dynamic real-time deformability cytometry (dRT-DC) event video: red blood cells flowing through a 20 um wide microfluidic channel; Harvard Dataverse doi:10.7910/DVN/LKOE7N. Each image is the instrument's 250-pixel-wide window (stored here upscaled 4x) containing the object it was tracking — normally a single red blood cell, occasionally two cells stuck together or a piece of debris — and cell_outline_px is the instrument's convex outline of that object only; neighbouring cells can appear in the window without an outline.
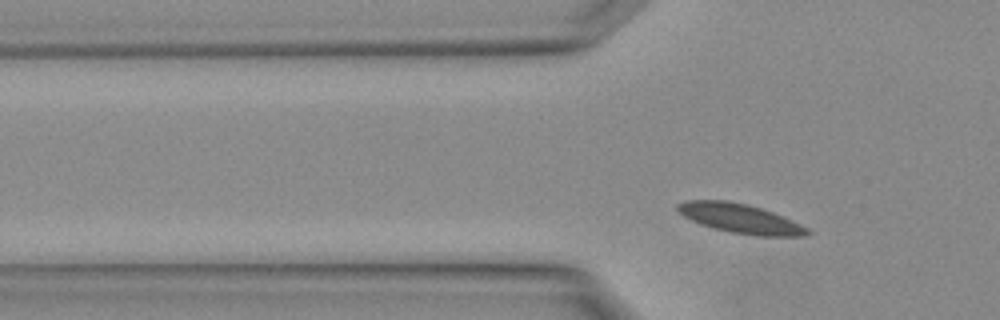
{"species": "Egyptian fruit bat (a non-hibernating species)", "species_latin": "Rousettus aegyptiacus", "temperature_condition": "warm", "stored_images_in_passage": 3, "segment_of_instrument_passage": [2, 2], "camera_frame_rate_fps": 3000, "um_per_image_px": 0.085, "animal": {"sex": "female"}, "frame": {"image": 1, "passage_image": 3, "time_ms": 0.667, "image_size_px": [1000, 320], "cell_outline_px": [[812, 232], [808, 236], [760, 236], [732, 232], [712, 228], [700, 224], [684, 216], [676, 208], [676, 204], [688, 200], [728, 200], [748, 204], [784, 216], [808, 228]], "centroid_in_image_um": [62.94, 18.57], "position_along_channel_um": 62.9, "area_um2": 22.2}}